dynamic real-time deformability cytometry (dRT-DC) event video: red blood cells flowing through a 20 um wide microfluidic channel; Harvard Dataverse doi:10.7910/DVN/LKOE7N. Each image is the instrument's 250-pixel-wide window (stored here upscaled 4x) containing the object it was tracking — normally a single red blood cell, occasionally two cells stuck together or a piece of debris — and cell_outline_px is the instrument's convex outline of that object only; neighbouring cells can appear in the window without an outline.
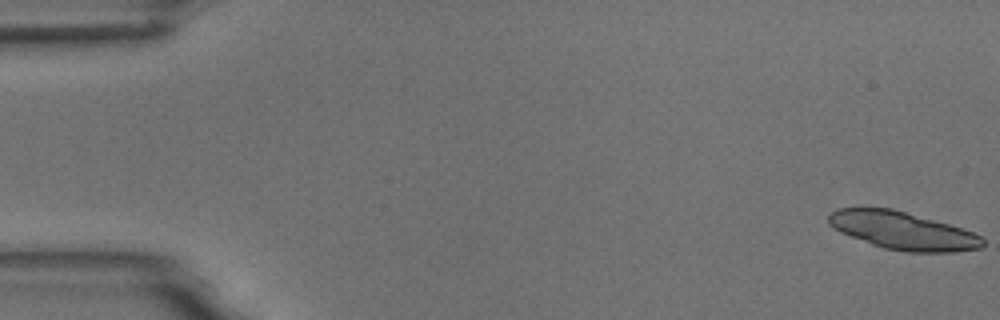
{"species": "common noctule bat (a hibernating species)", "species_latin": "Nyctalus noctula", "temperature_condition": "room temperature", "stored_images_in_passage": 7, "camera_frame_rate_fps": 3000, "um_per_image_px": 0.085, "animal": {"sex": "male", "body_mass_g": 18.8}, "frame": {"image": 1, "passage_image": 1, "time_ms": 0.0, "image_size_px": [1000, 320], "cell_outline_px": [[984, 244], [980, 248], [952, 252], [904, 252], [884, 248], [872, 244], [840, 232], [828, 224], [828, 216], [836, 208], [892, 208], [948, 224], [972, 232], [980, 236], [984, 240]], "centroid_in_image_um": [76.71, 19.61], "position_along_channel_um": 8.3, "area_um2": 33.58}}
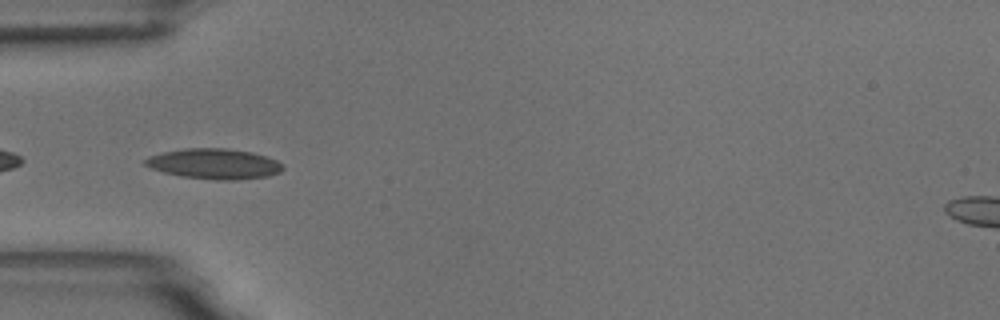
{"frame": {"image": 2, "passage_image": 6, "time_ms": 5.667, "image_size_px": [1000, 320], "cell_outline_px": [[284, 168], [280, 172], [268, 176], [236, 180], [216, 180], [184, 176], [164, 172], [152, 168], [144, 164], [144, 160], [148, 156], [164, 152], [184, 148], [224, 148], [252, 152], [276, 160], [284, 164]], "centroid_in_image_um": [18.23, 13.92], "position_along_channel_um": 66.8, "area_um2": 24.22}}